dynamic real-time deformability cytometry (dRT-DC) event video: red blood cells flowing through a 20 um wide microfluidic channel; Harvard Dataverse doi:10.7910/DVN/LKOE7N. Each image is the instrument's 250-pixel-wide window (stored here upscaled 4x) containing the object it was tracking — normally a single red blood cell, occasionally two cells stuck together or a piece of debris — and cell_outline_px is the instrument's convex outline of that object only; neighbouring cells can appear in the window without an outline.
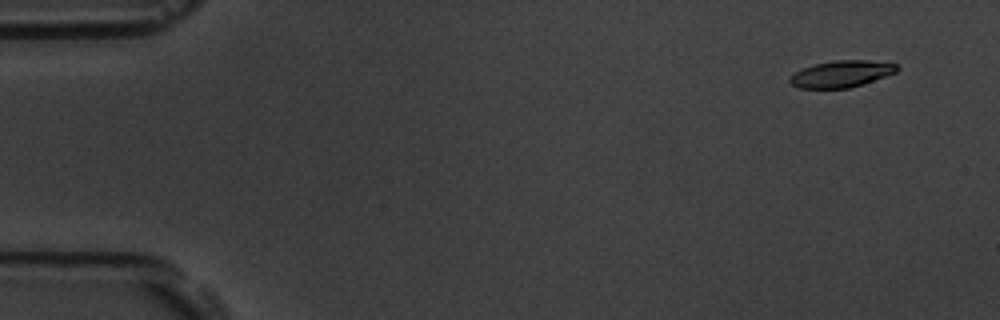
{"species": "common noctule bat (a hibernating species)", "species_latin": "Nyctalus noctula", "temperature_condition": "room temperature", "stored_images_in_passage": 4, "camera_frame_rate_fps": 3000, "um_per_image_px": 0.085, "animal": {"sex": "male", "body_mass_g": 19.5, "forearm_length_mm": 54.6}, "frame": {"image": 1, "passage_image": 1, "time_ms": 0.0, "image_size_px": [1000, 320], "cell_outline_px": [[900, 68], [896, 72], [848, 88], [800, 88], [792, 84], [788, 80], [788, 76], [804, 68], [816, 64], [836, 60], [868, 60], [896, 64]], "centroid_in_image_um": [71.49, 6.28], "position_along_channel_um": 13.5, "area_um2": 16.3}}